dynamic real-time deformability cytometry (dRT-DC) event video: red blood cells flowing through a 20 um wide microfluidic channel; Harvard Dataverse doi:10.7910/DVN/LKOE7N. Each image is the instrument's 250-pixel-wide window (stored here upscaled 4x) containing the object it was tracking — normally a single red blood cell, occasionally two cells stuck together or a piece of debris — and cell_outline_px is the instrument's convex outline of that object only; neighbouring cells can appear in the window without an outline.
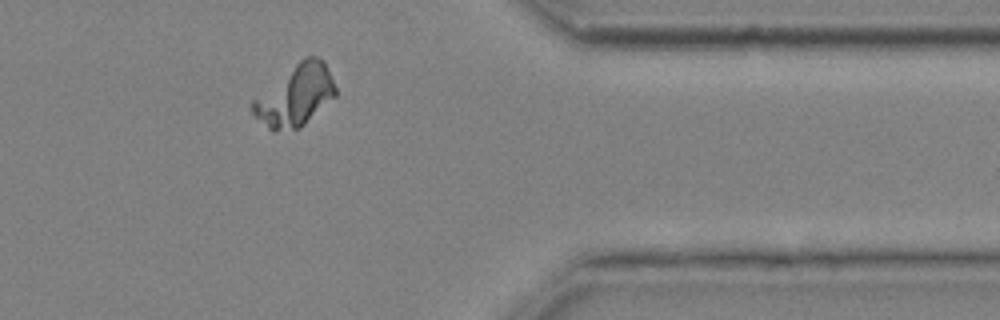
{"species": "common noctule bat (a hibernating species)", "species_latin": "Nyctalus noctula", "temperature_condition": "cold", "stored_images_in_passage": 45, "camera_frame_rate_fps": 3000, "um_per_image_px": 0.085, "animal": {"sex": "male", "body_mass_g": 20.4}, "frame": {"image": 1, "passage_image": 42, "time_ms": 13.667, "image_size_px": [1000, 320], "cell_outline_px": [[336, 96], [300, 128], [272, 132], [252, 112], [252, 100], [304, 56], [316, 56], [324, 60], [336, 88]], "centroid_in_image_um": [25.12, 8.12], "position_along_channel_um": 386.3, "area_um2": 29.13}}